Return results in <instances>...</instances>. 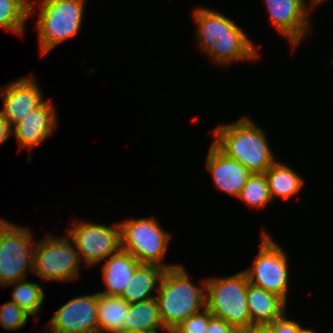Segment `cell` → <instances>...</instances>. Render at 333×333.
Wrapping results in <instances>:
<instances>
[{
	"instance_id": "obj_7",
	"label": "cell",
	"mask_w": 333,
	"mask_h": 333,
	"mask_svg": "<svg viewBox=\"0 0 333 333\" xmlns=\"http://www.w3.org/2000/svg\"><path fill=\"white\" fill-rule=\"evenodd\" d=\"M5 221L0 225V286L27 278L33 271L36 241L26 227ZM32 246V247H31Z\"/></svg>"
},
{
	"instance_id": "obj_4",
	"label": "cell",
	"mask_w": 333,
	"mask_h": 333,
	"mask_svg": "<svg viewBox=\"0 0 333 333\" xmlns=\"http://www.w3.org/2000/svg\"><path fill=\"white\" fill-rule=\"evenodd\" d=\"M248 277L245 271L220 278H206V308L233 327L247 328L251 325L247 305Z\"/></svg>"
},
{
	"instance_id": "obj_34",
	"label": "cell",
	"mask_w": 333,
	"mask_h": 333,
	"mask_svg": "<svg viewBox=\"0 0 333 333\" xmlns=\"http://www.w3.org/2000/svg\"><path fill=\"white\" fill-rule=\"evenodd\" d=\"M316 6L319 4V3H323V1H326V0H312Z\"/></svg>"
},
{
	"instance_id": "obj_27",
	"label": "cell",
	"mask_w": 333,
	"mask_h": 333,
	"mask_svg": "<svg viewBox=\"0 0 333 333\" xmlns=\"http://www.w3.org/2000/svg\"><path fill=\"white\" fill-rule=\"evenodd\" d=\"M210 321V311L204 308L202 311L193 314L179 325L173 331L175 333H204Z\"/></svg>"
},
{
	"instance_id": "obj_28",
	"label": "cell",
	"mask_w": 333,
	"mask_h": 333,
	"mask_svg": "<svg viewBox=\"0 0 333 333\" xmlns=\"http://www.w3.org/2000/svg\"><path fill=\"white\" fill-rule=\"evenodd\" d=\"M269 324L272 326L273 333H298L302 328L296 320L287 319L286 312Z\"/></svg>"
},
{
	"instance_id": "obj_37",
	"label": "cell",
	"mask_w": 333,
	"mask_h": 333,
	"mask_svg": "<svg viewBox=\"0 0 333 333\" xmlns=\"http://www.w3.org/2000/svg\"><path fill=\"white\" fill-rule=\"evenodd\" d=\"M167 332H169V333H175L173 330H167Z\"/></svg>"
},
{
	"instance_id": "obj_10",
	"label": "cell",
	"mask_w": 333,
	"mask_h": 333,
	"mask_svg": "<svg viewBox=\"0 0 333 333\" xmlns=\"http://www.w3.org/2000/svg\"><path fill=\"white\" fill-rule=\"evenodd\" d=\"M264 3L274 28L295 49L311 30L309 8L317 7L316 4L312 0H265Z\"/></svg>"
},
{
	"instance_id": "obj_8",
	"label": "cell",
	"mask_w": 333,
	"mask_h": 333,
	"mask_svg": "<svg viewBox=\"0 0 333 333\" xmlns=\"http://www.w3.org/2000/svg\"><path fill=\"white\" fill-rule=\"evenodd\" d=\"M259 252L251 267L244 269L250 283L277 294L287 303L289 289L288 256L265 230Z\"/></svg>"
},
{
	"instance_id": "obj_17",
	"label": "cell",
	"mask_w": 333,
	"mask_h": 333,
	"mask_svg": "<svg viewBox=\"0 0 333 333\" xmlns=\"http://www.w3.org/2000/svg\"><path fill=\"white\" fill-rule=\"evenodd\" d=\"M246 299L252 324L271 323L286 312V302L281 297L250 282Z\"/></svg>"
},
{
	"instance_id": "obj_32",
	"label": "cell",
	"mask_w": 333,
	"mask_h": 333,
	"mask_svg": "<svg viewBox=\"0 0 333 333\" xmlns=\"http://www.w3.org/2000/svg\"><path fill=\"white\" fill-rule=\"evenodd\" d=\"M230 333H247V328L234 327Z\"/></svg>"
},
{
	"instance_id": "obj_24",
	"label": "cell",
	"mask_w": 333,
	"mask_h": 333,
	"mask_svg": "<svg viewBox=\"0 0 333 333\" xmlns=\"http://www.w3.org/2000/svg\"><path fill=\"white\" fill-rule=\"evenodd\" d=\"M13 286V291L11 292V301L16 303L21 309L28 313L31 317H36L38 312L43 307L45 293L42 287L31 281H16L5 285Z\"/></svg>"
},
{
	"instance_id": "obj_21",
	"label": "cell",
	"mask_w": 333,
	"mask_h": 333,
	"mask_svg": "<svg viewBox=\"0 0 333 333\" xmlns=\"http://www.w3.org/2000/svg\"><path fill=\"white\" fill-rule=\"evenodd\" d=\"M160 329L167 330L160 318L155 298L130 304V309L124 322L125 331L158 333Z\"/></svg>"
},
{
	"instance_id": "obj_1",
	"label": "cell",
	"mask_w": 333,
	"mask_h": 333,
	"mask_svg": "<svg viewBox=\"0 0 333 333\" xmlns=\"http://www.w3.org/2000/svg\"><path fill=\"white\" fill-rule=\"evenodd\" d=\"M212 132L215 136L213 144L251 173H264L277 161L265 131L248 116L222 124Z\"/></svg>"
},
{
	"instance_id": "obj_15",
	"label": "cell",
	"mask_w": 333,
	"mask_h": 333,
	"mask_svg": "<svg viewBox=\"0 0 333 333\" xmlns=\"http://www.w3.org/2000/svg\"><path fill=\"white\" fill-rule=\"evenodd\" d=\"M208 151L206 168L214 186L222 193L237 198L252 173L236 160L227 157L213 143Z\"/></svg>"
},
{
	"instance_id": "obj_3",
	"label": "cell",
	"mask_w": 333,
	"mask_h": 333,
	"mask_svg": "<svg viewBox=\"0 0 333 333\" xmlns=\"http://www.w3.org/2000/svg\"><path fill=\"white\" fill-rule=\"evenodd\" d=\"M36 30L39 48L47 54L78 34L84 15L85 0H40Z\"/></svg>"
},
{
	"instance_id": "obj_22",
	"label": "cell",
	"mask_w": 333,
	"mask_h": 333,
	"mask_svg": "<svg viewBox=\"0 0 333 333\" xmlns=\"http://www.w3.org/2000/svg\"><path fill=\"white\" fill-rule=\"evenodd\" d=\"M192 12L197 28L196 40L204 53L223 33L224 14L207 7H199Z\"/></svg>"
},
{
	"instance_id": "obj_35",
	"label": "cell",
	"mask_w": 333,
	"mask_h": 333,
	"mask_svg": "<svg viewBox=\"0 0 333 333\" xmlns=\"http://www.w3.org/2000/svg\"><path fill=\"white\" fill-rule=\"evenodd\" d=\"M119 333H143V332H137V331H122V332H119Z\"/></svg>"
},
{
	"instance_id": "obj_12",
	"label": "cell",
	"mask_w": 333,
	"mask_h": 333,
	"mask_svg": "<svg viewBox=\"0 0 333 333\" xmlns=\"http://www.w3.org/2000/svg\"><path fill=\"white\" fill-rule=\"evenodd\" d=\"M212 62L228 67L229 64L239 61L256 60L260 54L253 40L239 25L224 15L223 33L205 51Z\"/></svg>"
},
{
	"instance_id": "obj_11",
	"label": "cell",
	"mask_w": 333,
	"mask_h": 333,
	"mask_svg": "<svg viewBox=\"0 0 333 333\" xmlns=\"http://www.w3.org/2000/svg\"><path fill=\"white\" fill-rule=\"evenodd\" d=\"M98 293L81 295L62 305L48 321L51 333H98Z\"/></svg>"
},
{
	"instance_id": "obj_9",
	"label": "cell",
	"mask_w": 333,
	"mask_h": 333,
	"mask_svg": "<svg viewBox=\"0 0 333 333\" xmlns=\"http://www.w3.org/2000/svg\"><path fill=\"white\" fill-rule=\"evenodd\" d=\"M75 222L73 227L66 229L67 236L74 243L81 262L85 261V267L96 266L121 249L118 222L113 226L94 222Z\"/></svg>"
},
{
	"instance_id": "obj_2",
	"label": "cell",
	"mask_w": 333,
	"mask_h": 333,
	"mask_svg": "<svg viewBox=\"0 0 333 333\" xmlns=\"http://www.w3.org/2000/svg\"><path fill=\"white\" fill-rule=\"evenodd\" d=\"M187 272L181 264L166 269L158 286L155 299L167 330L206 308V278L198 286Z\"/></svg>"
},
{
	"instance_id": "obj_36",
	"label": "cell",
	"mask_w": 333,
	"mask_h": 333,
	"mask_svg": "<svg viewBox=\"0 0 333 333\" xmlns=\"http://www.w3.org/2000/svg\"><path fill=\"white\" fill-rule=\"evenodd\" d=\"M5 220L0 217V225L4 222Z\"/></svg>"
},
{
	"instance_id": "obj_25",
	"label": "cell",
	"mask_w": 333,
	"mask_h": 333,
	"mask_svg": "<svg viewBox=\"0 0 333 333\" xmlns=\"http://www.w3.org/2000/svg\"><path fill=\"white\" fill-rule=\"evenodd\" d=\"M252 208H265L273 200L264 173H252L237 197Z\"/></svg>"
},
{
	"instance_id": "obj_19",
	"label": "cell",
	"mask_w": 333,
	"mask_h": 333,
	"mask_svg": "<svg viewBox=\"0 0 333 333\" xmlns=\"http://www.w3.org/2000/svg\"><path fill=\"white\" fill-rule=\"evenodd\" d=\"M270 195L272 200L280 199L289 200L297 193L301 192L304 187L303 178L296 173V170H293L286 163H281L278 160L274 162L265 172H264Z\"/></svg>"
},
{
	"instance_id": "obj_30",
	"label": "cell",
	"mask_w": 333,
	"mask_h": 333,
	"mask_svg": "<svg viewBox=\"0 0 333 333\" xmlns=\"http://www.w3.org/2000/svg\"><path fill=\"white\" fill-rule=\"evenodd\" d=\"M12 135V127L8 121L0 114V145L5 143Z\"/></svg>"
},
{
	"instance_id": "obj_33",
	"label": "cell",
	"mask_w": 333,
	"mask_h": 333,
	"mask_svg": "<svg viewBox=\"0 0 333 333\" xmlns=\"http://www.w3.org/2000/svg\"><path fill=\"white\" fill-rule=\"evenodd\" d=\"M298 333H318V332H316L315 330H313V329H307V328H301L299 331H298Z\"/></svg>"
},
{
	"instance_id": "obj_5",
	"label": "cell",
	"mask_w": 333,
	"mask_h": 333,
	"mask_svg": "<svg viewBox=\"0 0 333 333\" xmlns=\"http://www.w3.org/2000/svg\"><path fill=\"white\" fill-rule=\"evenodd\" d=\"M159 223L153 216L119 222L121 249L129 252L141 264L169 269L177 266L162 262L171 235Z\"/></svg>"
},
{
	"instance_id": "obj_20",
	"label": "cell",
	"mask_w": 333,
	"mask_h": 333,
	"mask_svg": "<svg viewBox=\"0 0 333 333\" xmlns=\"http://www.w3.org/2000/svg\"><path fill=\"white\" fill-rule=\"evenodd\" d=\"M130 303L118 296H107L98 292V333H119L124 331V322Z\"/></svg>"
},
{
	"instance_id": "obj_29",
	"label": "cell",
	"mask_w": 333,
	"mask_h": 333,
	"mask_svg": "<svg viewBox=\"0 0 333 333\" xmlns=\"http://www.w3.org/2000/svg\"><path fill=\"white\" fill-rule=\"evenodd\" d=\"M234 327L224 319L210 313V321L204 333H230Z\"/></svg>"
},
{
	"instance_id": "obj_16",
	"label": "cell",
	"mask_w": 333,
	"mask_h": 333,
	"mask_svg": "<svg viewBox=\"0 0 333 333\" xmlns=\"http://www.w3.org/2000/svg\"><path fill=\"white\" fill-rule=\"evenodd\" d=\"M102 266L103 280L107 288L99 292L107 296L120 297L136 268L141 264L129 252L120 249L109 256Z\"/></svg>"
},
{
	"instance_id": "obj_14",
	"label": "cell",
	"mask_w": 333,
	"mask_h": 333,
	"mask_svg": "<svg viewBox=\"0 0 333 333\" xmlns=\"http://www.w3.org/2000/svg\"><path fill=\"white\" fill-rule=\"evenodd\" d=\"M52 102L44 101L22 121L12 127L20 150L30 151L46 140L58 128V118Z\"/></svg>"
},
{
	"instance_id": "obj_13",
	"label": "cell",
	"mask_w": 333,
	"mask_h": 333,
	"mask_svg": "<svg viewBox=\"0 0 333 333\" xmlns=\"http://www.w3.org/2000/svg\"><path fill=\"white\" fill-rule=\"evenodd\" d=\"M34 78L30 75L22 77L0 88L4 103L0 114L11 127L22 121L45 101L40 86Z\"/></svg>"
},
{
	"instance_id": "obj_6",
	"label": "cell",
	"mask_w": 333,
	"mask_h": 333,
	"mask_svg": "<svg viewBox=\"0 0 333 333\" xmlns=\"http://www.w3.org/2000/svg\"><path fill=\"white\" fill-rule=\"evenodd\" d=\"M47 233L37 241L33 255L34 275L43 281H73L80 276L81 260L68 236L55 237Z\"/></svg>"
},
{
	"instance_id": "obj_18",
	"label": "cell",
	"mask_w": 333,
	"mask_h": 333,
	"mask_svg": "<svg viewBox=\"0 0 333 333\" xmlns=\"http://www.w3.org/2000/svg\"><path fill=\"white\" fill-rule=\"evenodd\" d=\"M165 270L157 265L140 264L126 284L120 297L130 304L155 298V295L151 294L154 289L158 290Z\"/></svg>"
},
{
	"instance_id": "obj_23",
	"label": "cell",
	"mask_w": 333,
	"mask_h": 333,
	"mask_svg": "<svg viewBox=\"0 0 333 333\" xmlns=\"http://www.w3.org/2000/svg\"><path fill=\"white\" fill-rule=\"evenodd\" d=\"M30 0H0V27L15 34L23 35L25 22L34 12Z\"/></svg>"
},
{
	"instance_id": "obj_26",
	"label": "cell",
	"mask_w": 333,
	"mask_h": 333,
	"mask_svg": "<svg viewBox=\"0 0 333 333\" xmlns=\"http://www.w3.org/2000/svg\"><path fill=\"white\" fill-rule=\"evenodd\" d=\"M31 317L13 301H8L0 306V325L8 331L21 330Z\"/></svg>"
},
{
	"instance_id": "obj_31",
	"label": "cell",
	"mask_w": 333,
	"mask_h": 333,
	"mask_svg": "<svg viewBox=\"0 0 333 333\" xmlns=\"http://www.w3.org/2000/svg\"><path fill=\"white\" fill-rule=\"evenodd\" d=\"M247 333H273L269 323L251 324L247 327Z\"/></svg>"
}]
</instances>
